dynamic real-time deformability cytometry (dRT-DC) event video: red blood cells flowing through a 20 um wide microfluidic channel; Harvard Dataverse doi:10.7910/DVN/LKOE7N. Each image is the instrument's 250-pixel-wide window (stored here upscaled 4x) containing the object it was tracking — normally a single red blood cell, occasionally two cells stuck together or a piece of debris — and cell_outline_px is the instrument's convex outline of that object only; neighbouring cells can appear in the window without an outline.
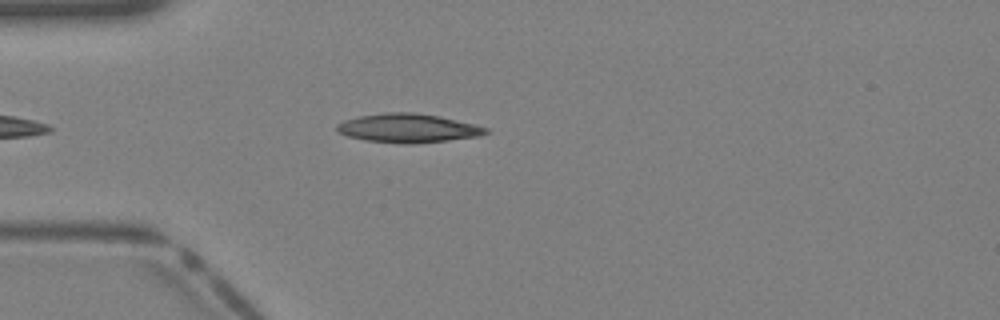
{"species": "Egyptian fruit bat (a non-hibernating species)", "species_latin": "Rousettus aegyptiacus", "temperature_condition": "warm", "stored_images_in_passage": 31, "camera_frame_rate_fps": 3000, "um_per_image_px": 0.085, "animal": {"sex": "female"}, "frame": {"image": 1, "passage_image": 3, "time_ms": 0.667, "image_size_px": [1000, 320], "cell_outline_px": [[488, 132], [480, 136], [448, 140], [412, 144], [400, 144], [364, 140], [348, 136], [340, 132], [336, 128], [336, 124], [344, 120], [360, 116], [384, 112], [416, 112], [440, 116], [476, 124], [488, 128]], "centroid_in_image_um": [34.7, 10.89], "position_along_channel_um": 50.3, "area_um2": 25.2}}
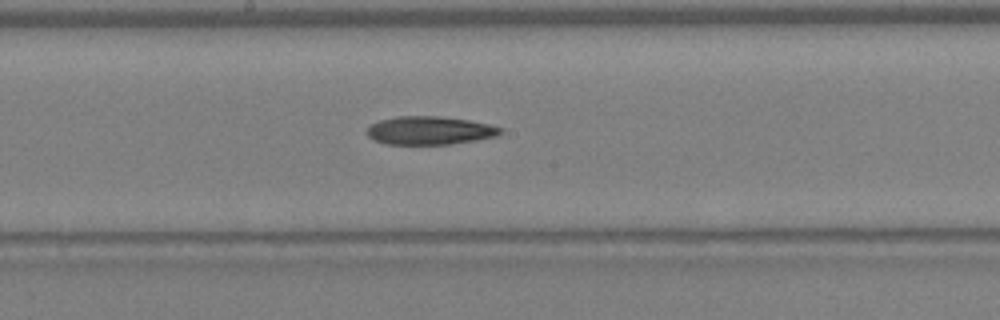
{"frame": {"image": 2, "passage_image": 13, "time_ms": 4.0, "image_size_px": [1000, 320], "cell_outline_px": [[504, 132], [496, 136], [476, 140], [448, 144], [388, 144], [376, 140], [368, 136], [368, 124], [380, 120], [396, 116], [436, 116], [468, 120], [488, 124], [504, 128]], "centroid_in_image_um": [36.54, 11.08], "position_along_channel_um": 211.7, "area_um2": 21.91}}
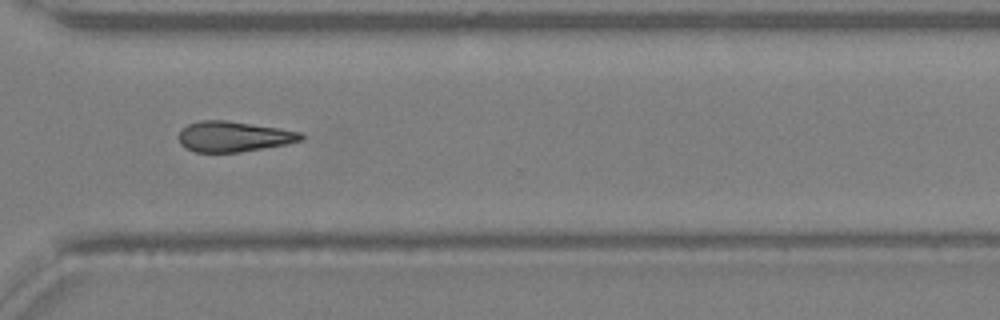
{"frame": {"image": 3, "passage_image": 21, "time_ms": 6.667, "image_size_px": [1000, 320], "cell_outline_px": [[304, 140], [288, 144], [240, 152], [196, 152], [184, 148], [180, 144], [180, 128], [188, 124], [200, 120], [228, 120], [280, 128], [304, 132]], "centroid_in_image_um": [19.89, 11.6], "position_along_channel_um": 350.7, "area_um2": 22.02}}